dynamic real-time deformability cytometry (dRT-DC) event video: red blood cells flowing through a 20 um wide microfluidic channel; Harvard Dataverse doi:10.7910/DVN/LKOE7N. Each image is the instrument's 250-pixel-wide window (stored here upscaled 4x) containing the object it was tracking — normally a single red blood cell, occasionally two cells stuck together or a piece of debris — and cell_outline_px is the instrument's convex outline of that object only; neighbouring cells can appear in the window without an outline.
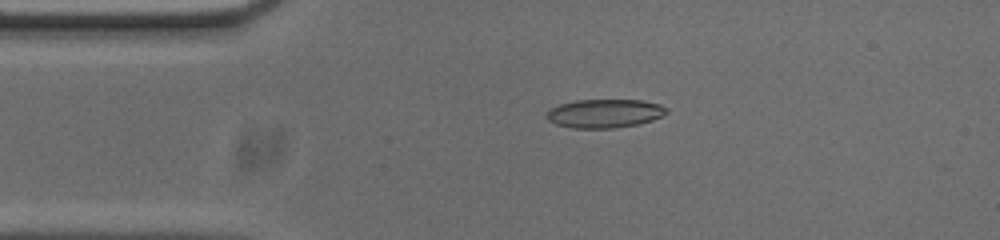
{"species": "common noctule bat (a hibernating species)", "species_latin": "Nyctalus noctula", "temperature_condition": "cold", "stored_images_in_passage": 45, "camera_frame_rate_fps": 3000, "um_per_image_px": 0.085, "animal": {"sex": "male", "body_mass_g": 20.0, "forearm_length_mm": 53.3}, "frame": {"image": 1, "passage_image": 2, "time_ms": 0.333, "image_size_px": [1000, 240], "cell_outline_px": [[668, 112], [652, 120], [636, 124], [612, 128], [572, 128], [556, 124], [548, 120], [544, 116], [552, 108], [560, 104], [576, 100], [640, 100], [660, 104], [668, 108]], "centroid_in_image_um": [51.38, 9.64], "position_along_channel_um": 33.6, "area_um2": 19.88}}
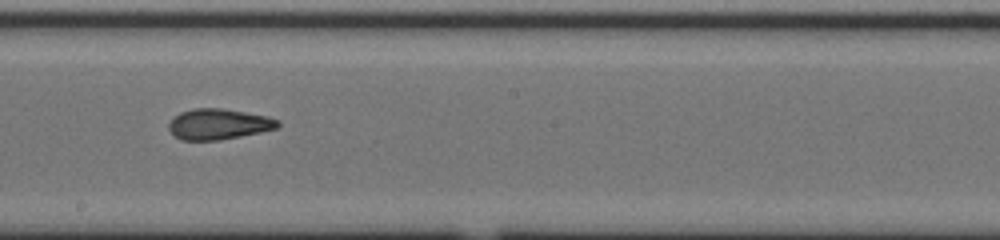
{"frame": {"image": 2, "passage_image": 20, "time_ms": 6.333, "image_size_px": [1000, 240], "cell_outline_px": [[280, 124], [276, 128], [260, 132], [220, 140], [180, 140], [168, 128], [168, 124], [172, 116], [180, 112], [192, 108], [220, 108], [268, 116], [280, 120]], "centroid_in_image_um": [18.55, 10.54], "position_along_channel_um": 229.6, "area_um2": 19.54}}
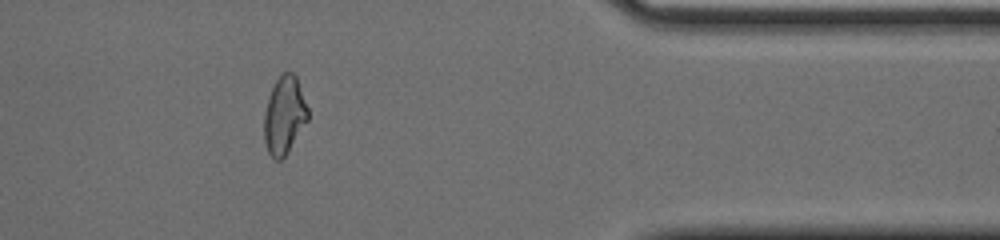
{"frame": {"image": 3, "passage_image": 35, "time_ms": 11.333, "image_size_px": [1000, 240], "cell_outline_px": [[308, 120], [284, 156], [280, 160], [276, 160], [268, 152], [264, 140], [264, 112], [268, 96], [280, 72], [292, 72], [296, 76], [308, 108]], "centroid_in_image_um": [24.15, 9.76], "position_along_channel_um": 387.2, "area_um2": 19.71}, "authors_computed_cell_mechanics": {"area_um2": 19.7676, "velocity_mm_per_s": 3.7234, "shape_relaxation_time_tau1_ms": 6.2424, "shape_relaxation_time_tau2_ms": 1.876, "deformation_change_tau1": 0.1882, "deformation_change_tau2": 0.0923}}